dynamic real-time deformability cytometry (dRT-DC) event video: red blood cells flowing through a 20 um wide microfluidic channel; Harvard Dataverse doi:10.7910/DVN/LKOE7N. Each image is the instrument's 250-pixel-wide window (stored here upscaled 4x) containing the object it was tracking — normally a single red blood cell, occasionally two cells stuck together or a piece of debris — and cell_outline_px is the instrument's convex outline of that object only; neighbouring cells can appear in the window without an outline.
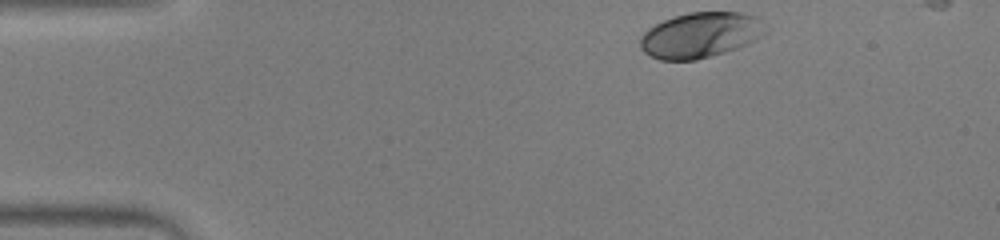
{"species": "human", "species_latin": "Homo sapiens", "temperature_condition": "warm", "stored_images_in_passage": 37, "camera_frame_rate_fps": 3000, "um_per_image_px": 0.085, "donor": {"sex": "male"}, "frame": {"image": 1, "passage_image": 1, "time_ms": 0.0, "image_size_px": [1000, 240], "cell_outline_px": [[768, 28], [760, 36], [748, 44], [724, 52], [696, 60], [660, 60], [644, 52], [640, 48], [640, 36], [648, 28], [664, 20], [688, 12], [740, 12], [756, 16], [768, 24]], "centroid_in_image_um": [59.55, 2.97], "position_along_channel_um": 25.4, "area_um2": 33.23}}
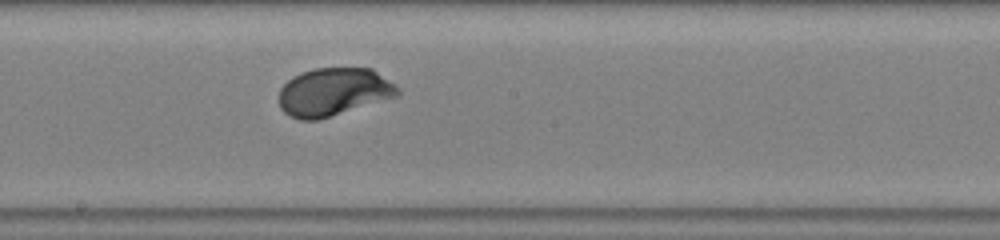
{"frame": {"image": 2, "passage_image": 22, "time_ms": 7.0, "image_size_px": [1000, 240], "cell_outline_px": [[400, 92], [396, 96], [316, 120], [300, 120], [284, 112], [280, 108], [280, 88], [292, 76], [300, 72], [316, 68], [372, 68], [396, 84], [400, 88]], "centroid_in_image_um": [28.35, 7.79], "position_along_channel_um": 219.9, "area_um2": 32.95}}
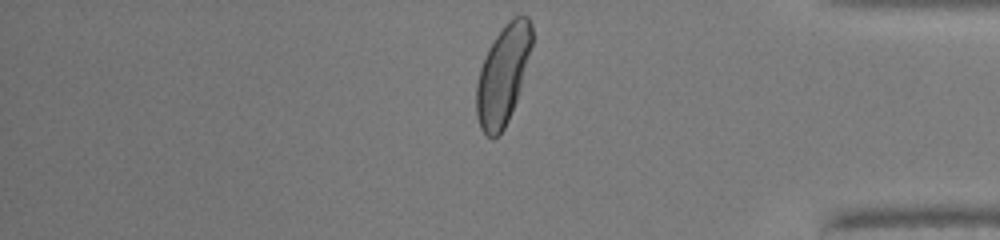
{"frame": {"image": 3, "passage_image": 37, "time_ms": 12.0, "image_size_px": [1000, 240], "cell_outline_px": [[532, 44], [520, 88], [516, 100], [508, 120], [504, 128], [492, 140], [480, 128], [476, 112], [476, 84], [480, 68], [488, 48], [496, 36], [508, 20], [516, 16], [528, 16], [532, 24]], "centroid_in_image_um": [42.74, 6.36], "position_along_channel_um": 392.5, "area_um2": 31.67}, "authors_computed_cell_mechanics": {"area_um2": 32.7148, "velocity_mm_per_s": 3.9095, "shape_relaxation_time_tau1_ms": 1.759, "shape_relaxation_time_tau2_ms": null, "deformation_change_tau1": 0.1505, "deformation_change_tau2": null}}